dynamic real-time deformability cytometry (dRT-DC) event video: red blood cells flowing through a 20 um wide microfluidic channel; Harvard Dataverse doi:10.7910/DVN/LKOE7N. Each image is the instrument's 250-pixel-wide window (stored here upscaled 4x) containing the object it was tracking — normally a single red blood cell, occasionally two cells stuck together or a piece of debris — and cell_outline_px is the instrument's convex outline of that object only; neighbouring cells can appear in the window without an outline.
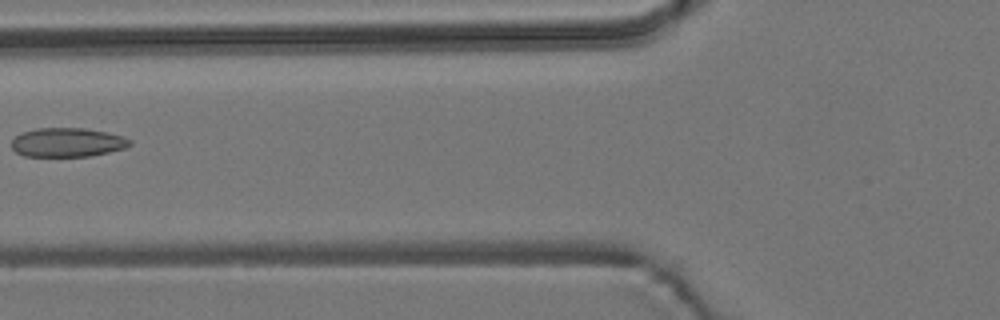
{"species": "common noctule bat (a hibernating species)", "species_latin": "Nyctalus noctula", "temperature_condition": "room temperature", "stored_images_in_passage": 6, "camera_frame_rate_fps": 3000, "um_per_image_px": 0.085, "animal": {"sex": "male", "body_mass_g": 19.2, "forearm_length_mm": 51.8}, "frame": {"image": 1, "passage_image": 5, "time_ms": 1.333, "image_size_px": [1000, 320], "cell_outline_px": [[132, 144], [124, 148], [108, 152], [88, 156], [24, 156], [16, 152], [12, 148], [12, 140], [16, 136], [24, 132], [36, 128], [84, 128], [124, 136], [132, 140]], "centroid_in_image_um": [5.73, 12.1], "position_along_channel_um": 120.1, "area_um2": 19.88}}
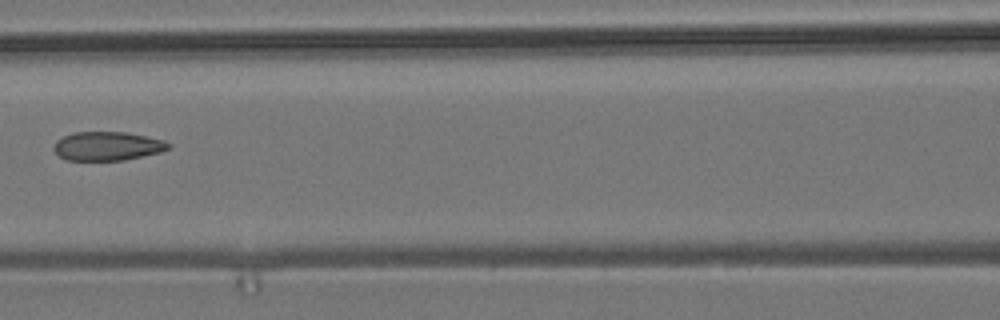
{"frame": {"image": 2, "passage_image": 6, "time_ms": 1.667, "image_size_px": [1000, 320], "cell_outline_px": [[172, 148], [160, 152], [124, 160], [68, 160], [60, 156], [52, 148], [56, 140], [72, 132], [124, 132], [164, 140], [172, 144]], "centroid_in_image_um": [9.14, 12.41], "position_along_channel_um": 157.5, "area_um2": 19.25}}